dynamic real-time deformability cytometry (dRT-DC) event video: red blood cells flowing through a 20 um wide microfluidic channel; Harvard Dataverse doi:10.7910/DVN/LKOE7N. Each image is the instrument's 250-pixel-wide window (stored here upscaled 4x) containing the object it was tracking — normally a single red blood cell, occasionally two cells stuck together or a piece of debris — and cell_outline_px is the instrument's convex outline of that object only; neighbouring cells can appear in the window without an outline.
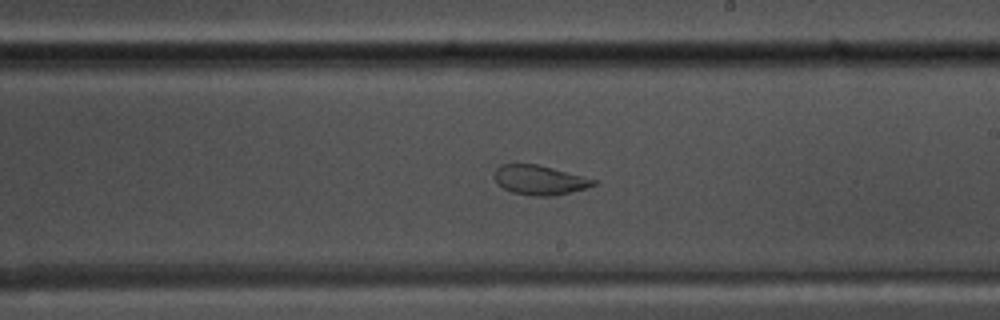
{"species": "common noctule bat (a hibernating species)", "species_latin": "Nyctalus noctula", "temperature_condition": "warm", "stored_images_in_passage": 42, "camera_frame_rate_fps": 3000, "um_per_image_px": 0.085, "animal": {"sex": "male", "body_mass_g": 17.5, "forearm_length_mm": 52.3}, "frame": {"image": 1, "passage_image": 20, "time_ms": 6.333, "image_size_px": [1000, 320], "cell_outline_px": [[596, 184], [584, 188], [556, 196], [532, 196], [512, 192], [496, 184], [492, 176], [496, 168], [500, 164], [516, 160], [536, 164], [552, 168], [596, 180]], "centroid_in_image_um": [45.73, 15.26], "position_along_channel_um": 243.3, "area_um2": 17.51}}
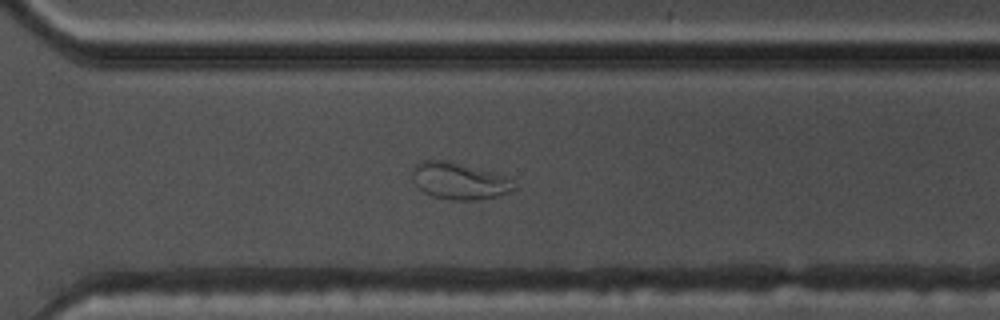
{"frame": {"image": 2, "passage_image": 27, "time_ms": 8.667, "image_size_px": [1000, 320], "cell_outline_px": [[516, 188], [508, 192], [496, 196], [480, 200], [452, 200], [432, 196], [424, 192], [416, 184], [412, 176], [412, 172], [416, 164], [420, 160], [448, 160], [508, 176]], "centroid_in_image_um": [39.03, 15.37], "position_along_channel_um": 331.6, "area_um2": 21.79}}
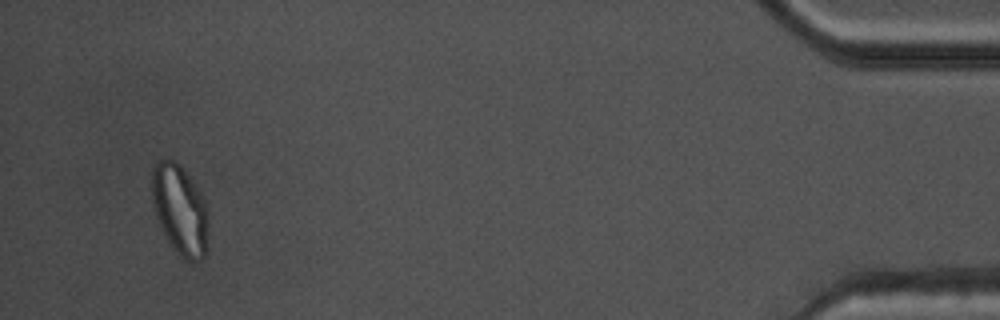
{"frame": {"image": 3, "passage_image": 40, "time_ms": 13.0, "image_size_px": [1000, 320], "cell_outline_px": [[208, 248], [204, 256], [200, 260], [184, 260], [176, 252], [168, 240], [156, 216], [152, 204], [152, 168], [160, 160], [176, 160], [180, 164], [200, 192], [208, 208]], "centroid_in_image_um": [15.32, 17.84], "position_along_channel_um": 419.9, "area_um2": 29.71}}